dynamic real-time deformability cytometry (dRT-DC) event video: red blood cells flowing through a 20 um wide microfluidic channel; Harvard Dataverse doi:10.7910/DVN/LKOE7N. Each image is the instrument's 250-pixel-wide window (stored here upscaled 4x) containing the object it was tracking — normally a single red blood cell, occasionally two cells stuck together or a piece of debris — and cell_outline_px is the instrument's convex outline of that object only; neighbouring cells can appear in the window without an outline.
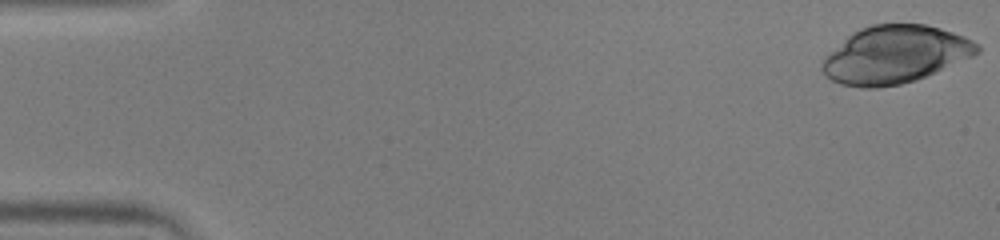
{"species": "human", "species_latin": "Homo sapiens", "temperature_condition": "warm", "stored_images_in_passage": 50, "camera_frame_rate_fps": 3000, "um_per_image_px": 0.085, "donor": {"sex": "male"}, "frame": {"image": 1, "passage_image": 1, "time_ms": 0.0, "image_size_px": [1000, 240], "cell_outline_px": [[980, 52], [972, 56], [936, 72], [916, 80], [900, 84], [876, 88], [864, 88], [840, 84], [824, 76], [820, 68], [820, 64], [824, 56], [828, 52], [852, 32], [860, 28], [872, 24], [924, 24], [940, 28], [964, 36], [980, 44]], "centroid_in_image_um": [76.03, 4.64], "position_along_channel_um": 9.0, "area_um2": 52.25}}